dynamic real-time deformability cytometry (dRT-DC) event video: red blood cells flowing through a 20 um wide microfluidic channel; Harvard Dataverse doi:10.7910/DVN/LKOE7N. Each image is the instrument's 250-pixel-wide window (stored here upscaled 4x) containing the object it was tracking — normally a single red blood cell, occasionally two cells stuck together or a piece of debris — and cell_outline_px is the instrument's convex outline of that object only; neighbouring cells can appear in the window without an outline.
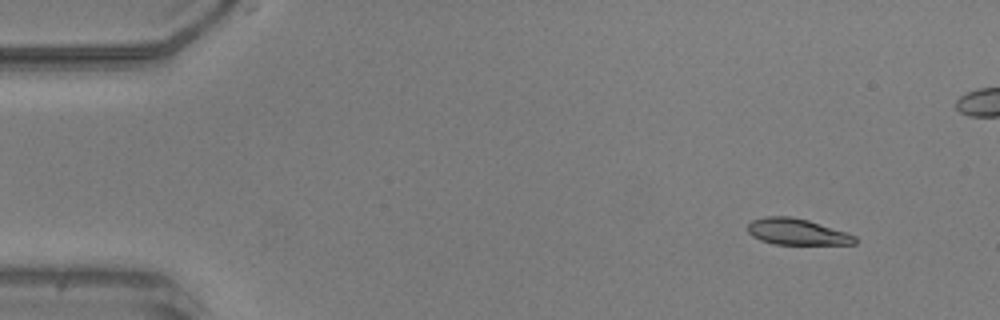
{"species": "common noctule bat (a hibernating species)", "species_latin": "Nyctalus noctula", "temperature_condition": "warm", "stored_images_in_passage": 48, "camera_frame_rate_fps": 3000, "um_per_image_px": 0.085, "animal": {"sex": "male", "body_mass_g": 20.5, "forearm_length_mm": 52.5}, "frame": {"image": 1, "passage_image": 1, "time_ms": 0.0, "image_size_px": [1000, 320], "cell_outline_px": [[856, 244], [772, 244], [760, 240], [752, 236], [748, 232], [748, 224], [752, 220], [768, 216], [792, 216], [808, 220], [848, 232], [856, 236]], "centroid_in_image_um": [67.75, 19.7], "position_along_channel_um": 17.3, "area_um2": 16.47}}
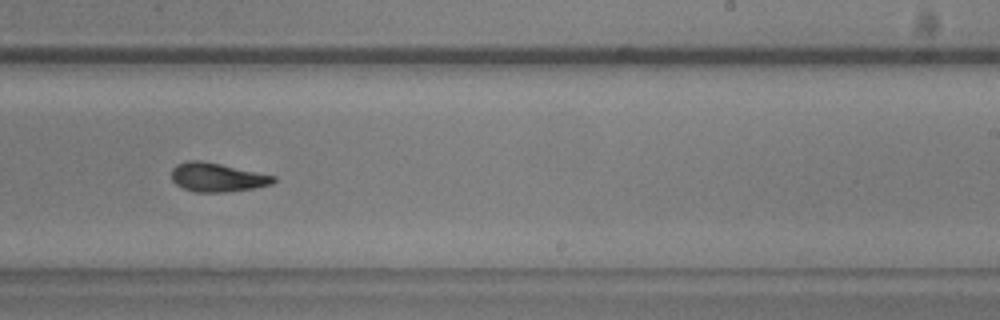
{"frame": {"image": 2, "passage_image": 28, "time_ms": 9.0, "image_size_px": [1000, 320], "cell_outline_px": [[276, 180], [272, 184], [252, 188], [224, 192], [196, 192], [184, 188], [176, 184], [172, 180], [172, 168], [176, 164], [188, 160], [200, 160], [220, 164], [276, 176]], "centroid_in_image_um": [18.44, 15.06], "position_along_channel_um": 270.6, "area_um2": 16.99}}
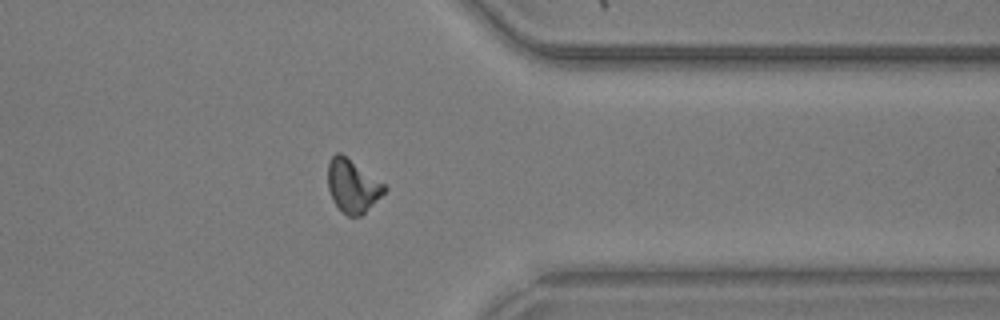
{"frame": {"image": 3, "passage_image": 37, "time_ms": 12.0, "image_size_px": [1000, 320], "cell_outline_px": [[388, 188], [360, 216], [348, 216], [332, 200], [328, 188], [328, 164], [332, 156], [336, 152], [340, 152], [384, 184]], "centroid_in_image_um": [29.94, 15.79], "position_along_channel_um": 381.5, "area_um2": 16.99}, "authors_computed_cell_mechanics": {"area_um2": 17.34, "velocity_mm_per_s": 3.957, "shape_relaxation_time_tau1_ms": 3.8951, "shape_relaxation_time_tau2_ms": 2.8808, "deformation_change_tau1": 0.1542, "deformation_change_tau2": 0.0791}}